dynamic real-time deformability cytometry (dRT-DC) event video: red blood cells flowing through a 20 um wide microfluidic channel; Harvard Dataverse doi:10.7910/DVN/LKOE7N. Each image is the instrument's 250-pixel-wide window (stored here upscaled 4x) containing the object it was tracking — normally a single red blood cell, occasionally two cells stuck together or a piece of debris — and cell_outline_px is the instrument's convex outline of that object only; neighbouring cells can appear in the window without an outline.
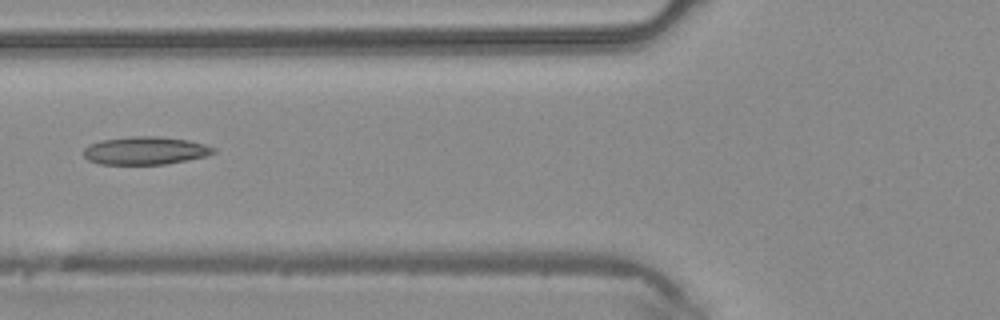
{"species": "common noctule bat (a hibernating species)", "species_latin": "Nyctalus noctula", "temperature_condition": "warm", "stored_images_in_passage": 4, "camera_frame_rate_fps": 3000, "um_per_image_px": 0.085, "animal": {"sex": "male", "body_mass_g": 20.4}, "frame": {"image": 1, "passage_image": 4, "time_ms": 1.0, "image_size_px": [1000, 320], "cell_outline_px": [[216, 152], [208, 156], [188, 160], [164, 164], [100, 164], [88, 160], [84, 156], [84, 148], [88, 144], [100, 140], [132, 136], [160, 136], [188, 140], [204, 144], [216, 148]], "centroid_in_image_um": [12.36, 12.8], "position_along_channel_um": 113.4, "area_um2": 21.33}}